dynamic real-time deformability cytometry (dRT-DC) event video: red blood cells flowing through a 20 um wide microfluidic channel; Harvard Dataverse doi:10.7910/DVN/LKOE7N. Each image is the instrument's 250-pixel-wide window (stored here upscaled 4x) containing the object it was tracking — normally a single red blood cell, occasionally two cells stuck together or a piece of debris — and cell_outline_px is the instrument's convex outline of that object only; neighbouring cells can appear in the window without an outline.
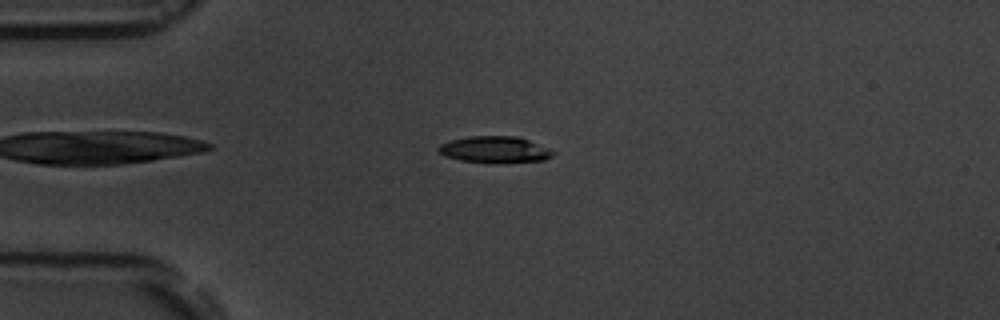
{"species": "common noctule bat (a hibernating species)", "species_latin": "Nyctalus noctula", "temperature_condition": "room temperature", "stored_images_in_passage": 10, "camera_frame_rate_fps": 3000, "um_per_image_px": 0.085, "animal": {"sex": "male", "body_mass_g": 19.5, "forearm_length_mm": 54.6}, "frame": {"image": 1, "passage_image": 4, "time_ms": 3.667, "image_size_px": [1000, 320], "cell_outline_px": [[556, 152], [552, 156], [544, 160], [504, 164], [492, 164], [460, 160], [444, 156], [436, 148], [440, 144], [452, 140], [468, 136], [516, 136], [528, 140], [548, 148]], "centroid_in_image_um": [42.06, 12.74], "position_along_channel_um": 42.9, "area_um2": 18.03}}
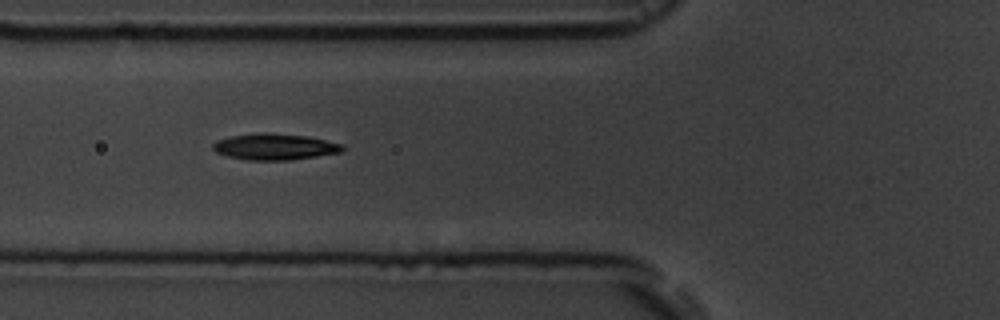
{"frame": {"image": 2, "passage_image": 6, "time_ms": 6.0, "image_size_px": [1000, 320], "cell_outline_px": [[344, 148], [340, 152], [292, 160], [248, 160], [228, 156], [216, 152], [212, 148], [212, 144], [216, 140], [232, 136], [264, 132], [308, 136], [344, 144]], "centroid_in_image_um": [23.35, 12.47], "position_along_channel_um": 102.4, "area_um2": 19.77}}
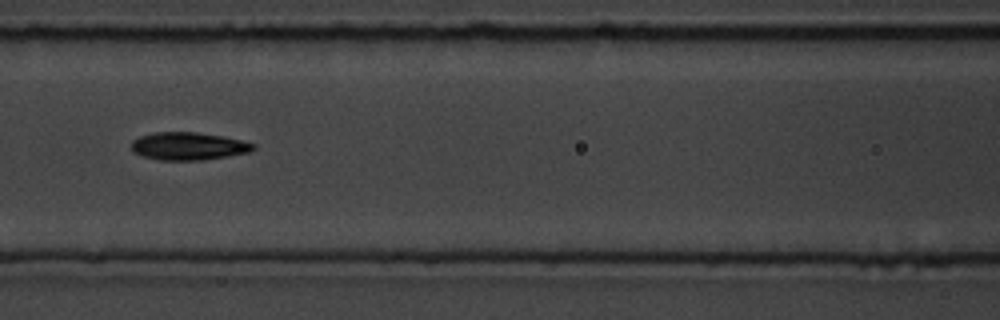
{"frame": {"image": 3, "passage_image": 7, "time_ms": 7.333, "image_size_px": [1000, 320], "cell_outline_px": [[256, 148], [252, 152], [204, 160], [160, 160], [144, 156], [132, 152], [132, 140], [140, 136], [152, 132], [196, 132], [224, 136], [256, 144]], "centroid_in_image_um": [16.04, 12.42], "position_along_channel_um": 150.6, "area_um2": 19.88}}